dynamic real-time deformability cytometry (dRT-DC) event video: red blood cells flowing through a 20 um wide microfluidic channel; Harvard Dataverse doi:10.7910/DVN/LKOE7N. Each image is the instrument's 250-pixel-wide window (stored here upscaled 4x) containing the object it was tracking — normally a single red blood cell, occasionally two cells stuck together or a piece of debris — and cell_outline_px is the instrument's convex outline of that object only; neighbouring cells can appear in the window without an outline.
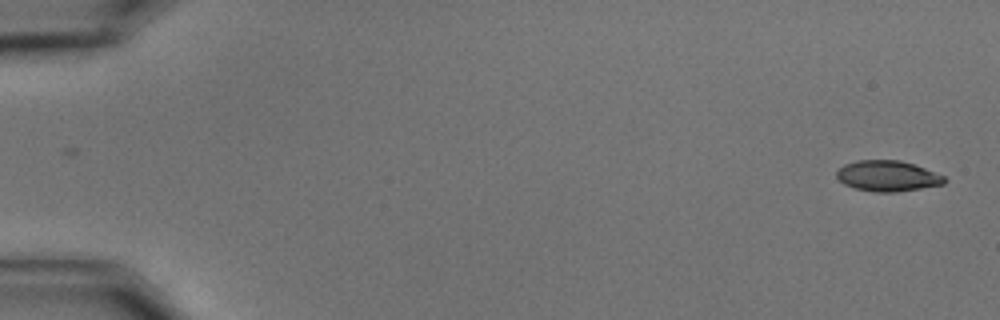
{"species": "common noctule bat (a hibernating species)", "species_latin": "Nyctalus noctula", "temperature_condition": "cold", "stored_images_in_passage": 54, "camera_frame_rate_fps": 3000, "um_per_image_px": 0.085, "animal": {"sex": "male", "body_mass_g": 15.6}, "frame": {"image": 1, "passage_image": 1, "time_ms": 0.0, "image_size_px": [1000, 320], "cell_outline_px": [[948, 180], [944, 184], [896, 192], [876, 192], [856, 188], [844, 184], [836, 176], [836, 172], [844, 164], [860, 160], [900, 160], [924, 168], [944, 176]], "centroid_in_image_um": [75.45, 14.96], "position_along_channel_um": 9.6, "area_um2": 19.07}}
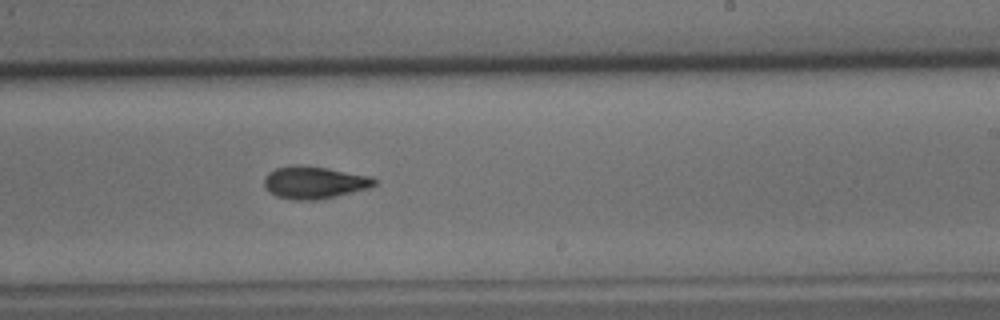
{"frame": {"image": 2, "passage_image": 35, "time_ms": 11.333, "image_size_px": [1000, 320], "cell_outline_px": [[376, 184], [368, 188], [336, 196], [312, 200], [292, 200], [276, 196], [264, 184], [264, 176], [268, 172], [276, 168], [292, 164], [328, 168], [372, 176], [376, 180]], "centroid_in_image_um": [26.71, 15.5], "position_along_channel_um": 262.3, "area_um2": 20.69}}
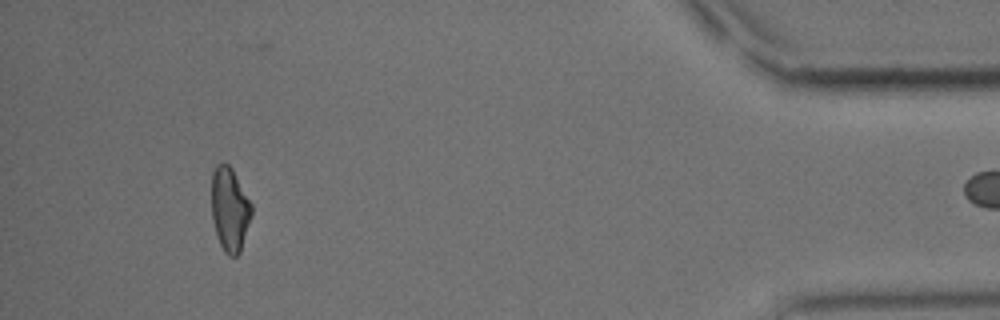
{"frame": {"image": 3, "passage_image": 53, "time_ms": 17.333, "image_size_px": [1000, 320], "cell_outline_px": [[252, 216], [240, 252], [236, 256], [228, 256], [224, 252], [216, 236], [212, 220], [212, 172], [216, 164], [224, 160], [232, 168], [252, 204]], "centroid_in_image_um": [19.52, 17.78], "position_along_channel_um": 415.7, "area_um2": 19.88}}